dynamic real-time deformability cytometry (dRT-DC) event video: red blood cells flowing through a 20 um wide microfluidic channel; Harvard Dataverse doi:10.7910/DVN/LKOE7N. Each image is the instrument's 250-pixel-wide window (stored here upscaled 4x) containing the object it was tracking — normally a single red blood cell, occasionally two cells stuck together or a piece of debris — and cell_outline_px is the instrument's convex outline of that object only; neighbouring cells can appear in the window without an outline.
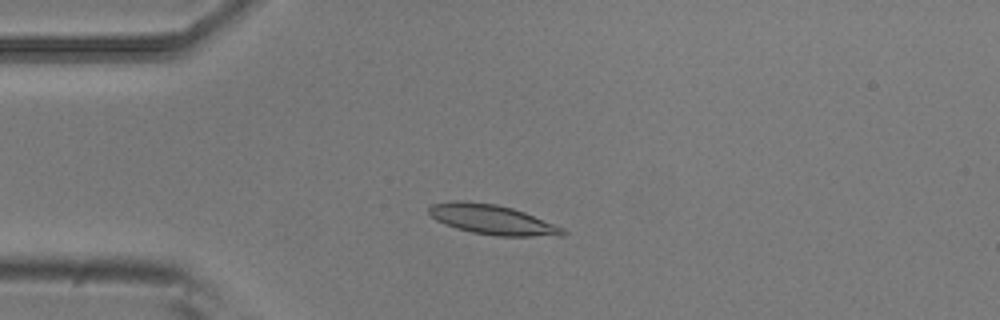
{"species": "common noctule bat (a hibernating species)", "species_latin": "Nyctalus noctula", "temperature_condition": "room temperature", "stored_images_in_passage": 4, "camera_frame_rate_fps": 3000, "um_per_image_px": 0.085, "animal": {"sex": "male", "body_mass_g": 20.5, "forearm_length_mm": 52.5}, "frame": {"image": 1, "passage_image": 4, "time_ms": 1.0, "image_size_px": [1000, 320], "cell_outline_px": [[568, 232], [564, 236], [496, 236], [472, 232], [456, 228], [444, 224], [436, 220], [428, 212], [428, 208], [432, 204], [452, 200], [464, 200], [496, 204], [512, 208], [524, 212], [564, 228]], "centroid_in_image_um": [41.84, 18.66], "position_along_channel_um": 43.2, "area_um2": 23.35}}